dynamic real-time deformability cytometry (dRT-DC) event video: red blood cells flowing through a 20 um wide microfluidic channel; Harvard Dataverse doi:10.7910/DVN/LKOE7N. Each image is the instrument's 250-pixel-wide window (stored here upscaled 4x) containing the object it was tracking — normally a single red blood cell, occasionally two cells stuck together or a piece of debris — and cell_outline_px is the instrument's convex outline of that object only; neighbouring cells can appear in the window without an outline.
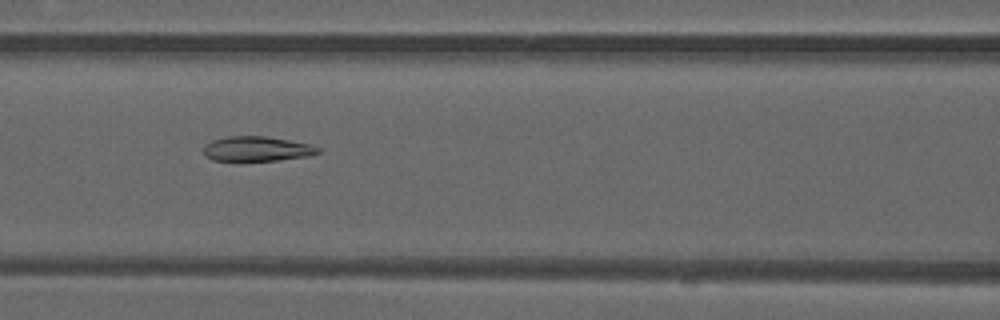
{"species": "common noctule bat (a hibernating species)", "species_latin": "Nyctalus noctula", "temperature_condition": "warm", "stored_images_in_passage": 49, "camera_frame_rate_fps": 3000, "um_per_image_px": 0.085, "animal": {"sex": "male", "forearm_length_mm": 52.5}, "frame": {"image": 1, "passage_image": 22, "time_ms": 7.0, "image_size_px": [1000, 320], "cell_outline_px": [[320, 152], [308, 156], [276, 160], [240, 164], [212, 160], [204, 156], [204, 144], [212, 140], [228, 136], [264, 136], [312, 144], [320, 148]], "centroid_in_image_um": [21.76, 12.7], "position_along_channel_um": 144.8, "area_um2": 17.4}}
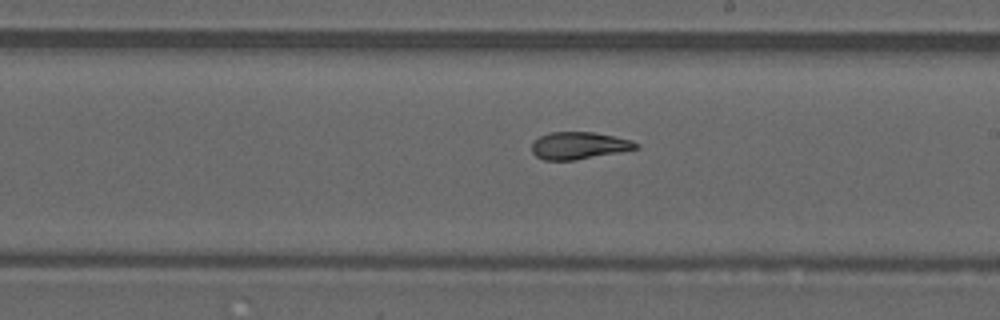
{"frame": {"image": 2, "passage_image": 29, "time_ms": 9.333, "image_size_px": [1000, 320], "cell_outline_px": [[640, 148], [576, 160], [544, 160], [536, 156], [532, 152], [532, 140], [548, 132], [592, 132], [632, 140], [640, 144]], "centroid_in_image_um": [49.19, 12.37], "position_along_channel_um": 239.8, "area_um2": 16.59}}
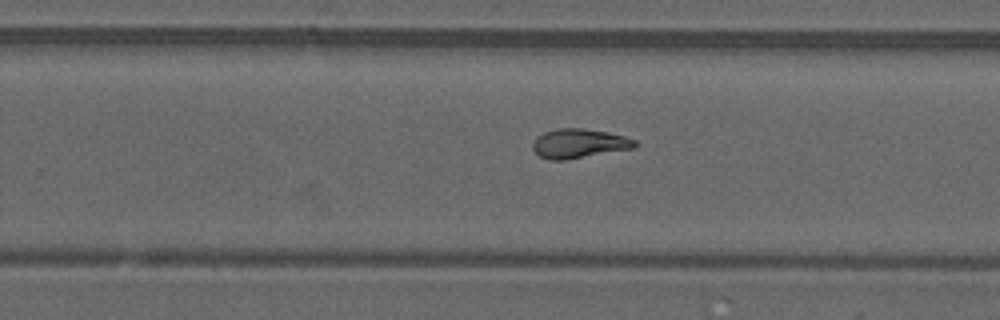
{"frame": {"image": 3, "passage_image": 32, "time_ms": 10.333, "image_size_px": [1000, 320], "cell_outline_px": [[636, 148], [564, 160], [548, 160], [540, 156], [532, 148], [532, 144], [536, 136], [544, 132], [556, 128], [584, 128], [624, 136], [636, 140]], "centroid_in_image_um": [49.19, 12.19], "position_along_channel_um": 280.6, "area_um2": 17.46}}